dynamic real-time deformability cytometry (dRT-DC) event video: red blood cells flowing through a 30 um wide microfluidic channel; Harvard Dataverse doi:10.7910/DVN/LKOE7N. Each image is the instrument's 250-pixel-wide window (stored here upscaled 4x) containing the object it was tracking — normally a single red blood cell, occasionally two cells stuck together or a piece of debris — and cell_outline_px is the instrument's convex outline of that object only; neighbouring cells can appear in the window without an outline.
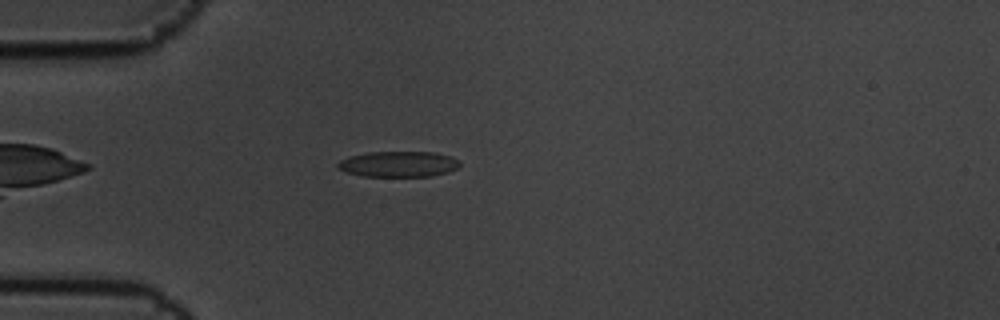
{"species": "common noctule bat (a hibernating species)", "species_latin": "Nyctalus noctula", "temperature_condition": "cold", "stored_images_in_passage": 1, "camera_frame_rate_fps": 3000, "um_per_image_px": 0.085, "animal": {"sex": "male", "body_mass_g": 19.5, "forearm_length_mm": 54.6}, "frame": {"image": 1, "passage_image": 1, "time_ms": 0.0, "image_size_px": [1000, 320], "cell_outline_px": [[460, 164], [456, 168], [448, 172], [432, 176], [364, 176], [344, 172], [336, 168], [336, 164], [340, 160], [348, 156], [368, 152], [432, 152], [452, 156], [460, 160]], "centroid_in_image_um": [33.84, 13.94], "position_along_channel_um": 51.2, "area_um2": 18.44}}